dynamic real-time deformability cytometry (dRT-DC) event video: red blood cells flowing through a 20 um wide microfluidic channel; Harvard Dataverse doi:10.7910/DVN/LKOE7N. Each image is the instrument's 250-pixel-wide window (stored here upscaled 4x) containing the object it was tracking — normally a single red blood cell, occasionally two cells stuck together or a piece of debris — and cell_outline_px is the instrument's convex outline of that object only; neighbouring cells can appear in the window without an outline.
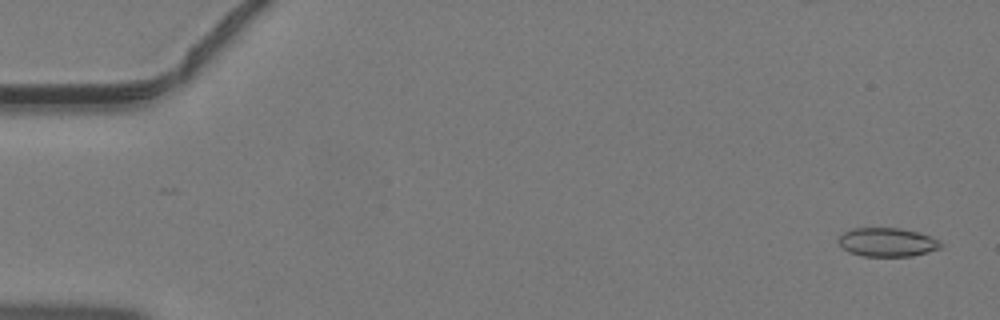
{"species": "common noctule bat (a hibernating species)", "species_latin": "Nyctalus noctula", "temperature_condition": "warm", "stored_images_in_passage": 44, "camera_frame_rate_fps": 3000, "um_per_image_px": 0.085, "animal": {"sex": "male", "body_mass_g": 19.2, "forearm_length_mm": 51.8}, "frame": {"image": 1, "passage_image": 2, "time_ms": 0.333, "image_size_px": [1000, 320], "cell_outline_px": [[944, 244], [940, 248], [928, 252], [912, 256], [864, 256], [848, 252], [836, 240], [844, 232], [852, 228], [900, 228], [920, 232], [940, 240]], "centroid_in_image_um": [75.44, 20.58], "position_along_channel_um": 9.6, "area_um2": 17.28}}
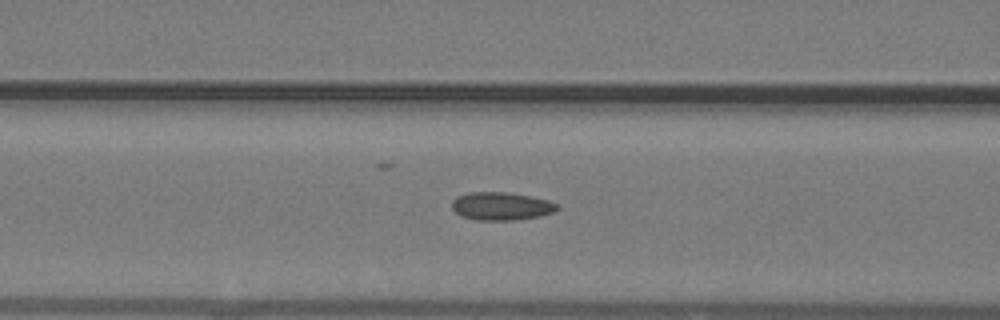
{"frame": {"image": 2, "passage_image": 19, "time_ms": 6.0, "image_size_px": [1000, 320], "cell_outline_px": [[560, 208], [556, 212], [540, 216], [512, 220], [476, 220], [460, 216], [452, 208], [452, 200], [456, 196], [468, 192], [504, 192], [528, 196], [548, 200], [556, 204]], "centroid_in_image_um": [42.58, 17.53], "position_along_channel_um": 124.0, "area_um2": 17.22}}
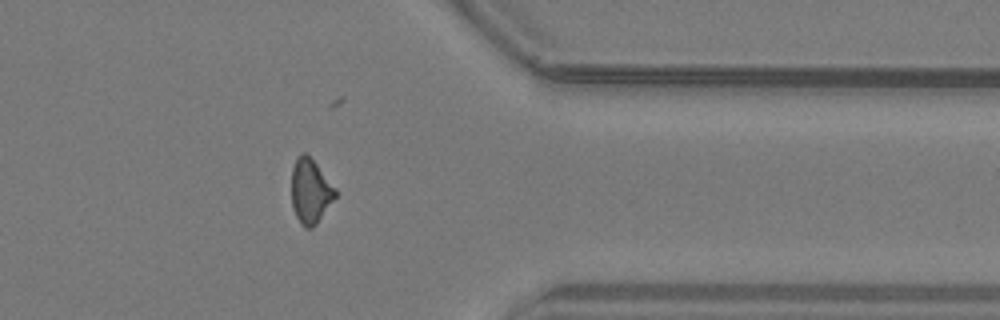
{"frame": {"image": 3, "passage_image": 37, "time_ms": 12.0, "image_size_px": [1000, 320], "cell_outline_px": [[336, 196], [316, 224], [312, 228], [304, 228], [300, 224], [292, 208], [292, 168], [296, 156], [300, 152], [304, 152], [316, 164], [336, 188]], "centroid_in_image_um": [26.36, 16.25], "position_along_channel_um": 385.0, "area_um2": 16.42}}